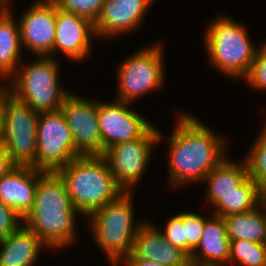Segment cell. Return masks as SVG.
Segmentation results:
<instances>
[{
  "label": "cell",
  "mask_w": 266,
  "mask_h": 266,
  "mask_svg": "<svg viewBox=\"0 0 266 266\" xmlns=\"http://www.w3.org/2000/svg\"><path fill=\"white\" fill-rule=\"evenodd\" d=\"M65 183L56 172H45L39 179L32 209L23 218V225L33 231L49 250H58L78 240L77 217ZM56 250V251H55Z\"/></svg>",
  "instance_id": "2"
},
{
  "label": "cell",
  "mask_w": 266,
  "mask_h": 266,
  "mask_svg": "<svg viewBox=\"0 0 266 266\" xmlns=\"http://www.w3.org/2000/svg\"><path fill=\"white\" fill-rule=\"evenodd\" d=\"M62 11L84 17L95 23L105 0H53Z\"/></svg>",
  "instance_id": "26"
},
{
  "label": "cell",
  "mask_w": 266,
  "mask_h": 266,
  "mask_svg": "<svg viewBox=\"0 0 266 266\" xmlns=\"http://www.w3.org/2000/svg\"><path fill=\"white\" fill-rule=\"evenodd\" d=\"M154 0H105L94 23L97 38H115L136 32L145 22V16ZM130 32V33H129Z\"/></svg>",
  "instance_id": "15"
},
{
  "label": "cell",
  "mask_w": 266,
  "mask_h": 266,
  "mask_svg": "<svg viewBox=\"0 0 266 266\" xmlns=\"http://www.w3.org/2000/svg\"><path fill=\"white\" fill-rule=\"evenodd\" d=\"M254 138L253 146L243 158L248 167V175L260 187L266 182V125L264 124Z\"/></svg>",
  "instance_id": "25"
},
{
  "label": "cell",
  "mask_w": 266,
  "mask_h": 266,
  "mask_svg": "<svg viewBox=\"0 0 266 266\" xmlns=\"http://www.w3.org/2000/svg\"><path fill=\"white\" fill-rule=\"evenodd\" d=\"M255 51L254 59L246 77L242 80L247 82L250 88H255L256 91H266V43L260 44Z\"/></svg>",
  "instance_id": "27"
},
{
  "label": "cell",
  "mask_w": 266,
  "mask_h": 266,
  "mask_svg": "<svg viewBox=\"0 0 266 266\" xmlns=\"http://www.w3.org/2000/svg\"><path fill=\"white\" fill-rule=\"evenodd\" d=\"M118 266H163L147 259H124Z\"/></svg>",
  "instance_id": "33"
},
{
  "label": "cell",
  "mask_w": 266,
  "mask_h": 266,
  "mask_svg": "<svg viewBox=\"0 0 266 266\" xmlns=\"http://www.w3.org/2000/svg\"><path fill=\"white\" fill-rule=\"evenodd\" d=\"M209 218L193 211L183 212V226H185V239L187 240V255L191 257L196 249L204 231L205 221Z\"/></svg>",
  "instance_id": "28"
},
{
  "label": "cell",
  "mask_w": 266,
  "mask_h": 266,
  "mask_svg": "<svg viewBox=\"0 0 266 266\" xmlns=\"http://www.w3.org/2000/svg\"><path fill=\"white\" fill-rule=\"evenodd\" d=\"M38 117L28 104L8 98L0 142L16 165L30 166L36 160Z\"/></svg>",
  "instance_id": "10"
},
{
  "label": "cell",
  "mask_w": 266,
  "mask_h": 266,
  "mask_svg": "<svg viewBox=\"0 0 266 266\" xmlns=\"http://www.w3.org/2000/svg\"><path fill=\"white\" fill-rule=\"evenodd\" d=\"M56 173L64 181L73 206L84 218L124 193L102 155L74 158Z\"/></svg>",
  "instance_id": "3"
},
{
  "label": "cell",
  "mask_w": 266,
  "mask_h": 266,
  "mask_svg": "<svg viewBox=\"0 0 266 266\" xmlns=\"http://www.w3.org/2000/svg\"><path fill=\"white\" fill-rule=\"evenodd\" d=\"M11 95H12V91H11L9 81L0 79V140L3 135L6 104H7L8 98Z\"/></svg>",
  "instance_id": "31"
},
{
  "label": "cell",
  "mask_w": 266,
  "mask_h": 266,
  "mask_svg": "<svg viewBox=\"0 0 266 266\" xmlns=\"http://www.w3.org/2000/svg\"><path fill=\"white\" fill-rule=\"evenodd\" d=\"M266 266V244L230 241L229 266Z\"/></svg>",
  "instance_id": "24"
},
{
  "label": "cell",
  "mask_w": 266,
  "mask_h": 266,
  "mask_svg": "<svg viewBox=\"0 0 266 266\" xmlns=\"http://www.w3.org/2000/svg\"><path fill=\"white\" fill-rule=\"evenodd\" d=\"M190 261L191 266H229L230 240L223 217L212 213Z\"/></svg>",
  "instance_id": "18"
},
{
  "label": "cell",
  "mask_w": 266,
  "mask_h": 266,
  "mask_svg": "<svg viewBox=\"0 0 266 266\" xmlns=\"http://www.w3.org/2000/svg\"><path fill=\"white\" fill-rule=\"evenodd\" d=\"M249 177L248 167L244 158L236 162L228 156L204 178L201 184H206L205 202L212 208L224 196L236 189ZM206 182V183H205ZM208 202V203H207Z\"/></svg>",
  "instance_id": "19"
},
{
  "label": "cell",
  "mask_w": 266,
  "mask_h": 266,
  "mask_svg": "<svg viewBox=\"0 0 266 266\" xmlns=\"http://www.w3.org/2000/svg\"><path fill=\"white\" fill-rule=\"evenodd\" d=\"M166 225L159 228L169 243L187 254V240L185 239V226H183V213H175L166 219Z\"/></svg>",
  "instance_id": "29"
},
{
  "label": "cell",
  "mask_w": 266,
  "mask_h": 266,
  "mask_svg": "<svg viewBox=\"0 0 266 266\" xmlns=\"http://www.w3.org/2000/svg\"><path fill=\"white\" fill-rule=\"evenodd\" d=\"M157 127L152 125L140 138L115 144L102 155L116 184L124 192H134L133 189L147 172L153 151L158 147Z\"/></svg>",
  "instance_id": "9"
},
{
  "label": "cell",
  "mask_w": 266,
  "mask_h": 266,
  "mask_svg": "<svg viewBox=\"0 0 266 266\" xmlns=\"http://www.w3.org/2000/svg\"><path fill=\"white\" fill-rule=\"evenodd\" d=\"M230 17L215 15L206 24L202 42L209 64L235 83L246 77L258 46L251 41L246 26Z\"/></svg>",
  "instance_id": "5"
},
{
  "label": "cell",
  "mask_w": 266,
  "mask_h": 266,
  "mask_svg": "<svg viewBox=\"0 0 266 266\" xmlns=\"http://www.w3.org/2000/svg\"><path fill=\"white\" fill-rule=\"evenodd\" d=\"M262 200H266V182L261 186Z\"/></svg>",
  "instance_id": "34"
},
{
  "label": "cell",
  "mask_w": 266,
  "mask_h": 266,
  "mask_svg": "<svg viewBox=\"0 0 266 266\" xmlns=\"http://www.w3.org/2000/svg\"><path fill=\"white\" fill-rule=\"evenodd\" d=\"M28 5L17 18L22 50H29L33 57L49 56L56 37V4L53 0H35Z\"/></svg>",
  "instance_id": "13"
},
{
  "label": "cell",
  "mask_w": 266,
  "mask_h": 266,
  "mask_svg": "<svg viewBox=\"0 0 266 266\" xmlns=\"http://www.w3.org/2000/svg\"><path fill=\"white\" fill-rule=\"evenodd\" d=\"M13 2H14L13 0H0V6H7V5L13 6Z\"/></svg>",
  "instance_id": "35"
},
{
  "label": "cell",
  "mask_w": 266,
  "mask_h": 266,
  "mask_svg": "<svg viewBox=\"0 0 266 266\" xmlns=\"http://www.w3.org/2000/svg\"><path fill=\"white\" fill-rule=\"evenodd\" d=\"M43 249H49L33 232L22 225L0 240V266H34Z\"/></svg>",
  "instance_id": "20"
},
{
  "label": "cell",
  "mask_w": 266,
  "mask_h": 266,
  "mask_svg": "<svg viewBox=\"0 0 266 266\" xmlns=\"http://www.w3.org/2000/svg\"><path fill=\"white\" fill-rule=\"evenodd\" d=\"M23 225V218L0 201V240L10 236Z\"/></svg>",
  "instance_id": "30"
},
{
  "label": "cell",
  "mask_w": 266,
  "mask_h": 266,
  "mask_svg": "<svg viewBox=\"0 0 266 266\" xmlns=\"http://www.w3.org/2000/svg\"><path fill=\"white\" fill-rule=\"evenodd\" d=\"M262 204H263L264 207H265V213H266V200H262Z\"/></svg>",
  "instance_id": "36"
},
{
  "label": "cell",
  "mask_w": 266,
  "mask_h": 266,
  "mask_svg": "<svg viewBox=\"0 0 266 266\" xmlns=\"http://www.w3.org/2000/svg\"><path fill=\"white\" fill-rule=\"evenodd\" d=\"M162 44L155 42L144 45L119 62L115 71L118 80L116 100L133 104L141 96L163 87L166 63Z\"/></svg>",
  "instance_id": "7"
},
{
  "label": "cell",
  "mask_w": 266,
  "mask_h": 266,
  "mask_svg": "<svg viewBox=\"0 0 266 266\" xmlns=\"http://www.w3.org/2000/svg\"><path fill=\"white\" fill-rule=\"evenodd\" d=\"M223 218L230 241L247 240L266 244V213L263 204L252 211Z\"/></svg>",
  "instance_id": "22"
},
{
  "label": "cell",
  "mask_w": 266,
  "mask_h": 266,
  "mask_svg": "<svg viewBox=\"0 0 266 266\" xmlns=\"http://www.w3.org/2000/svg\"><path fill=\"white\" fill-rule=\"evenodd\" d=\"M262 204L261 187L248 177L233 193L224 196L213 208L215 216L246 213Z\"/></svg>",
  "instance_id": "23"
},
{
  "label": "cell",
  "mask_w": 266,
  "mask_h": 266,
  "mask_svg": "<svg viewBox=\"0 0 266 266\" xmlns=\"http://www.w3.org/2000/svg\"><path fill=\"white\" fill-rule=\"evenodd\" d=\"M44 173L32 166L16 165L0 179V201L24 218L33 207L38 179Z\"/></svg>",
  "instance_id": "17"
},
{
  "label": "cell",
  "mask_w": 266,
  "mask_h": 266,
  "mask_svg": "<svg viewBox=\"0 0 266 266\" xmlns=\"http://www.w3.org/2000/svg\"><path fill=\"white\" fill-rule=\"evenodd\" d=\"M81 156L62 111L40 112L36 160L30 166L42 172H57L74 158Z\"/></svg>",
  "instance_id": "8"
},
{
  "label": "cell",
  "mask_w": 266,
  "mask_h": 266,
  "mask_svg": "<svg viewBox=\"0 0 266 266\" xmlns=\"http://www.w3.org/2000/svg\"><path fill=\"white\" fill-rule=\"evenodd\" d=\"M11 9L10 5L0 9V79L2 80H8L15 73L23 55L19 23Z\"/></svg>",
  "instance_id": "21"
},
{
  "label": "cell",
  "mask_w": 266,
  "mask_h": 266,
  "mask_svg": "<svg viewBox=\"0 0 266 266\" xmlns=\"http://www.w3.org/2000/svg\"><path fill=\"white\" fill-rule=\"evenodd\" d=\"M15 166L16 164L11 160L7 150L0 142V179Z\"/></svg>",
  "instance_id": "32"
},
{
  "label": "cell",
  "mask_w": 266,
  "mask_h": 266,
  "mask_svg": "<svg viewBox=\"0 0 266 266\" xmlns=\"http://www.w3.org/2000/svg\"><path fill=\"white\" fill-rule=\"evenodd\" d=\"M60 110L71 129L77 151L81 155H102L97 98L93 100L71 90L65 96Z\"/></svg>",
  "instance_id": "12"
},
{
  "label": "cell",
  "mask_w": 266,
  "mask_h": 266,
  "mask_svg": "<svg viewBox=\"0 0 266 266\" xmlns=\"http://www.w3.org/2000/svg\"><path fill=\"white\" fill-rule=\"evenodd\" d=\"M50 56H36L22 61L8 79L12 95L34 111L60 110L65 96L71 91L60 83V61Z\"/></svg>",
  "instance_id": "6"
},
{
  "label": "cell",
  "mask_w": 266,
  "mask_h": 266,
  "mask_svg": "<svg viewBox=\"0 0 266 266\" xmlns=\"http://www.w3.org/2000/svg\"><path fill=\"white\" fill-rule=\"evenodd\" d=\"M97 37L94 23L73 13L57 8L56 5V37L50 57L63 54L72 62L85 61L92 50L93 38ZM61 52V53H60Z\"/></svg>",
  "instance_id": "14"
},
{
  "label": "cell",
  "mask_w": 266,
  "mask_h": 266,
  "mask_svg": "<svg viewBox=\"0 0 266 266\" xmlns=\"http://www.w3.org/2000/svg\"><path fill=\"white\" fill-rule=\"evenodd\" d=\"M171 134L165 136L161 130L158 144L167 138L168 186L185 188L186 185L202 183L205 176L227 157L229 140L205 125L194 114L178 112L174 115Z\"/></svg>",
  "instance_id": "1"
},
{
  "label": "cell",
  "mask_w": 266,
  "mask_h": 266,
  "mask_svg": "<svg viewBox=\"0 0 266 266\" xmlns=\"http://www.w3.org/2000/svg\"><path fill=\"white\" fill-rule=\"evenodd\" d=\"M158 226L145 220L125 259H147L163 266H191L190 257L169 243Z\"/></svg>",
  "instance_id": "16"
},
{
  "label": "cell",
  "mask_w": 266,
  "mask_h": 266,
  "mask_svg": "<svg viewBox=\"0 0 266 266\" xmlns=\"http://www.w3.org/2000/svg\"><path fill=\"white\" fill-rule=\"evenodd\" d=\"M124 101L97 99L102 155L111 146L140 138L153 123Z\"/></svg>",
  "instance_id": "11"
},
{
  "label": "cell",
  "mask_w": 266,
  "mask_h": 266,
  "mask_svg": "<svg viewBox=\"0 0 266 266\" xmlns=\"http://www.w3.org/2000/svg\"><path fill=\"white\" fill-rule=\"evenodd\" d=\"M134 194L122 193L116 200L93 211L86 219L91 240L104 253L110 266H118L131 253L134 239L147 220L135 221Z\"/></svg>",
  "instance_id": "4"
}]
</instances>
